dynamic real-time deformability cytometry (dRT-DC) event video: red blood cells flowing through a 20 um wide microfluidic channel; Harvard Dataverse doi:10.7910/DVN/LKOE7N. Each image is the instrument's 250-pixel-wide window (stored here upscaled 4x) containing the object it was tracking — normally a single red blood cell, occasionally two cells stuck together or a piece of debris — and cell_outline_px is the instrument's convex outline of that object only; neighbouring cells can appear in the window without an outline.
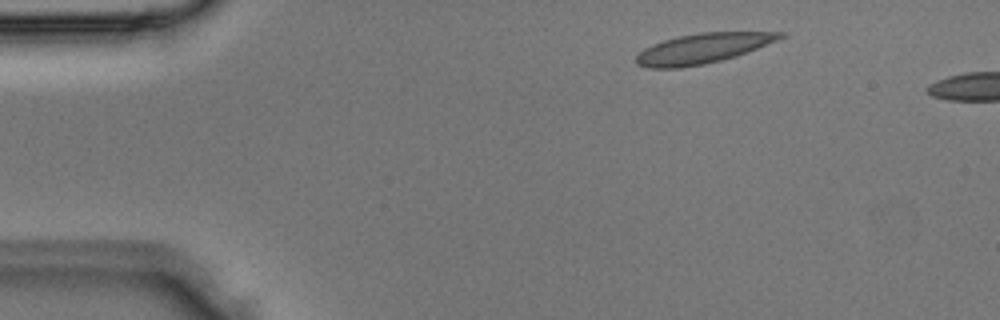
{"species": "Egyptian fruit bat (a non-hibernating species)", "species_latin": "Rousettus aegyptiacus", "temperature_condition": "room temperature", "stored_images_in_passage": 2, "camera_frame_rate_fps": 3000, "um_per_image_px": 0.085, "animal": {"sex": "male"}, "frame": {"image": 1, "passage_image": 1, "time_ms": 0.0, "image_size_px": [1000, 320], "cell_outline_px": [[784, 36], [776, 40], [736, 56], [704, 64], [680, 68], [648, 68], [636, 64], [636, 56], [644, 48], [652, 44], [676, 36], [700, 32], [784, 32]], "centroid_in_image_um": [59.66, 4.11], "position_along_channel_um": 25.3, "area_um2": 24.91}}